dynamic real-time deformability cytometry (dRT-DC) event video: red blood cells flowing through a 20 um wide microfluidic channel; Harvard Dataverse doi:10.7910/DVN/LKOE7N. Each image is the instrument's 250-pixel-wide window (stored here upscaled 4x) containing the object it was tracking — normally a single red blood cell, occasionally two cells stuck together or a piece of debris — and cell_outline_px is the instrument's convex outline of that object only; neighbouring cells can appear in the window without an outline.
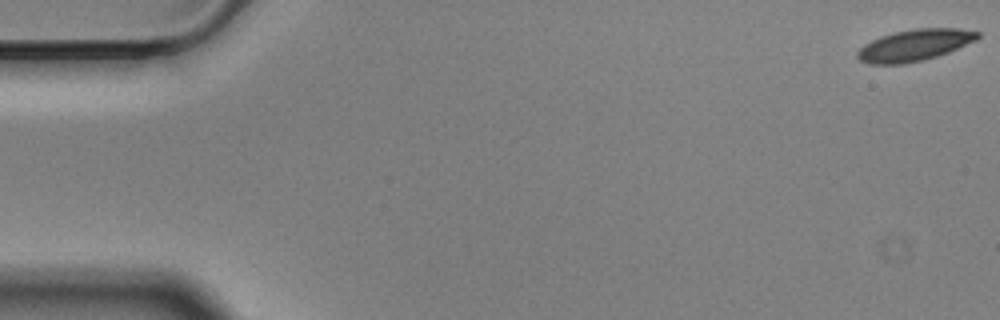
{"species": "Egyptian fruit bat (a non-hibernating species)", "species_latin": "Rousettus aegyptiacus", "temperature_condition": "cold", "stored_images_in_passage": 58, "camera_frame_rate_fps": 3000, "um_per_image_px": 0.085, "animal": {"sex": "male"}, "frame": {"image": 1, "passage_image": 1, "time_ms": 0.0, "image_size_px": [1000, 320], "cell_outline_px": [[980, 36], [976, 40], [948, 52], [924, 60], [904, 64], [868, 64], [860, 60], [856, 56], [856, 52], [864, 44], [880, 36], [892, 32], [916, 28], [960, 28], [980, 32]], "centroid_in_image_um": [77.72, 3.83], "position_along_channel_um": 7.3, "area_um2": 22.2}}
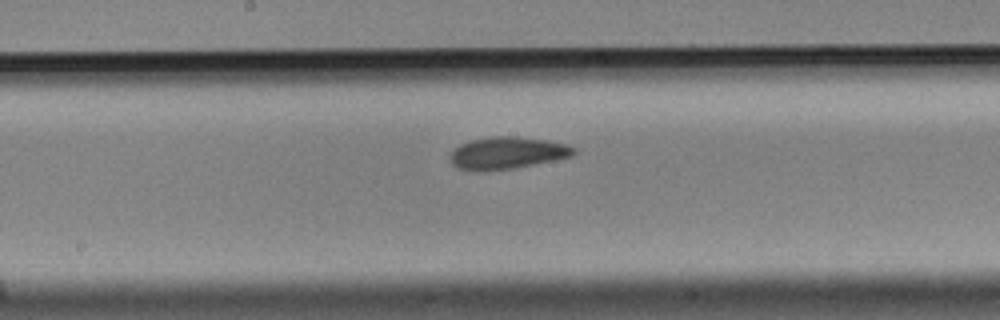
{"frame": {"image": 2, "passage_image": 30, "time_ms": 9.667, "image_size_px": [1000, 320], "cell_outline_px": [[576, 152], [572, 156], [556, 160], [512, 168], [456, 168], [448, 160], [448, 156], [460, 144], [472, 140], [488, 136], [516, 136], [548, 140], [568, 144], [576, 148]], "centroid_in_image_um": [43.17, 12.95], "position_along_channel_um": 205.0, "area_um2": 22.66}}
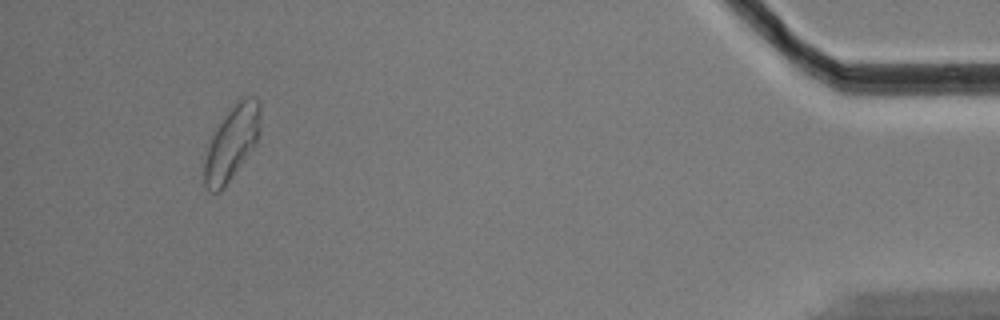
{"frame": {"image": 3, "passage_image": 54, "time_ms": 17.667, "image_size_px": [1000, 320], "cell_outline_px": [[260, 132], [256, 144], [224, 188], [220, 192], [212, 192], [204, 184], [200, 160], [216, 128], [240, 96], [256, 96], [260, 100]], "centroid_in_image_um": [19.66, 12.16], "position_along_channel_um": 415.5, "area_um2": 24.8}, "authors_computed_cell_mechanics": {"area_um2": 22.5998, "velocity_mm_per_s": 3.4929, "shape_relaxation_time_tau1_ms": 5.4166, "shape_relaxation_time_tau2_ms": 2.881, "deformation_change_tau1": 0.1306, "deformation_change_tau2": 0.0665}}